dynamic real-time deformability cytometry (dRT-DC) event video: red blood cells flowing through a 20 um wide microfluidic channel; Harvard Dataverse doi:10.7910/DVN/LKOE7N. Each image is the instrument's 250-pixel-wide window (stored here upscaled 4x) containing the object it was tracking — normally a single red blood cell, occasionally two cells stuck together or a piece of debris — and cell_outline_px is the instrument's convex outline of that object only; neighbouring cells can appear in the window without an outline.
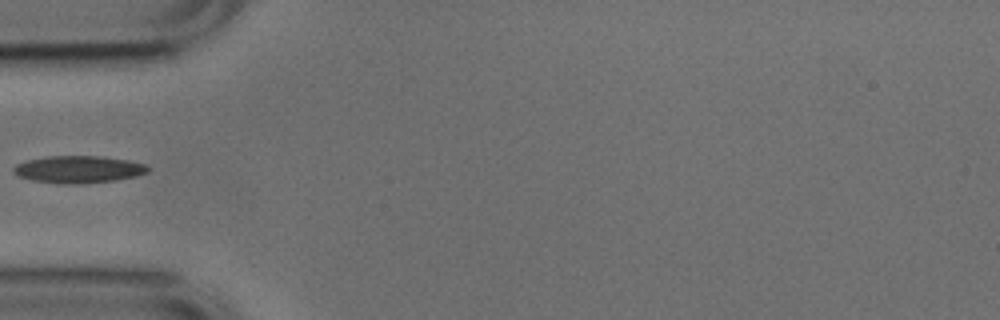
{"species": "common noctule bat (a hibernating species)", "species_latin": "Nyctalus noctula", "temperature_condition": "cold", "stored_images_in_passage": 24, "camera_frame_rate_fps": 3000, "um_per_image_px": 0.085, "animal": {"sex": "male", "body_mass_g": 17.9, "forearm_length_mm": 54.2}, "frame": {"image": 1, "passage_image": 1, "time_ms": 0.0, "image_size_px": [1000, 320], "cell_outline_px": [[148, 172], [136, 176], [116, 180], [80, 184], [68, 184], [32, 180], [16, 176], [12, 172], [12, 168], [16, 164], [28, 160], [48, 156], [104, 156], [128, 160], [148, 164]], "centroid_in_image_um": [6.67, 14.39], "position_along_channel_um": 78.3, "area_um2": 21.44}}